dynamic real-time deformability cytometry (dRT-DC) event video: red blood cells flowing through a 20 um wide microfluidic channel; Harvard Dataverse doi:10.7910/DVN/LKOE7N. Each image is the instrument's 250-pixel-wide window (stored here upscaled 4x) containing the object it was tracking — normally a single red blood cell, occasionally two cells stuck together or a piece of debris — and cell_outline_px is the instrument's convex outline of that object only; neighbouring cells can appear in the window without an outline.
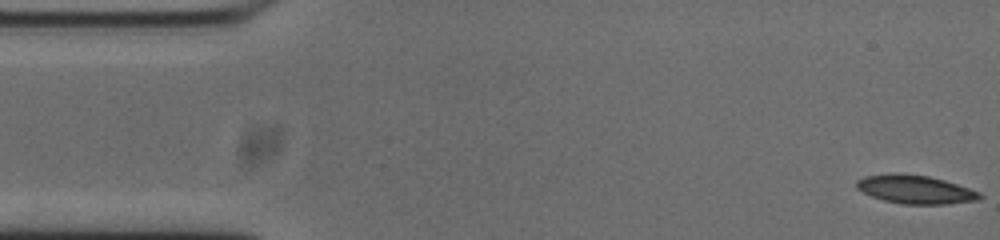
{"species": "common noctule bat (a hibernating species)", "species_latin": "Nyctalus noctula", "temperature_condition": "cold", "stored_images_in_passage": 49, "camera_frame_rate_fps": 3000, "um_per_image_px": 0.085, "animal": {"sex": "male", "body_mass_g": 20.0, "forearm_length_mm": 53.3}, "frame": {"image": 1, "passage_image": 1, "time_ms": 0.0, "image_size_px": [1000, 240], "cell_outline_px": [[984, 196], [980, 200], [948, 204], [900, 204], [884, 200], [872, 196], [856, 188], [856, 180], [864, 176], [892, 172], [928, 176], [944, 180], [980, 192]], "centroid_in_image_um": [77.8, 16.1], "position_along_channel_um": 7.2, "area_um2": 20.58}}
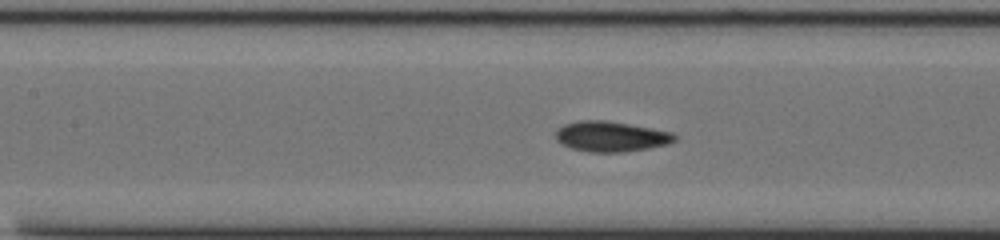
{"frame": {"image": 2, "passage_image": 22, "time_ms": 7.0, "image_size_px": [1000, 240], "cell_outline_px": [[676, 140], [668, 144], [648, 148], [624, 152], [588, 152], [572, 148], [560, 144], [556, 140], [556, 132], [564, 124], [576, 120], [608, 120], [652, 128], [672, 132], [676, 136]], "centroid_in_image_um": [51.92, 11.59], "position_along_channel_um": 155.5, "area_um2": 21.15}}
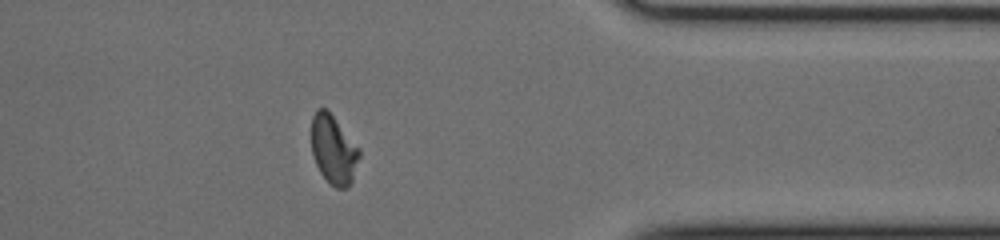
{"frame": {"image": 3, "passage_image": 42, "time_ms": 13.667, "image_size_px": [1000, 240], "cell_outline_px": [[360, 156], [352, 180], [348, 188], [336, 188], [320, 172], [316, 164], [312, 152], [312, 116], [316, 108], [328, 108], [360, 148]], "centroid_in_image_um": [28.36, 12.66], "position_along_channel_um": 383.0, "area_um2": 19.36}, "authors_computed_cell_mechanics": {"area_um2": 20.2878, "velocity_mm_per_s": 3.748, "shape_relaxation_time_tau1_ms": 6.1587, "shape_relaxation_time_tau2_ms": 3.7852, "deformation_change_tau1": 0.1329, "deformation_change_tau2": 0.0857}}